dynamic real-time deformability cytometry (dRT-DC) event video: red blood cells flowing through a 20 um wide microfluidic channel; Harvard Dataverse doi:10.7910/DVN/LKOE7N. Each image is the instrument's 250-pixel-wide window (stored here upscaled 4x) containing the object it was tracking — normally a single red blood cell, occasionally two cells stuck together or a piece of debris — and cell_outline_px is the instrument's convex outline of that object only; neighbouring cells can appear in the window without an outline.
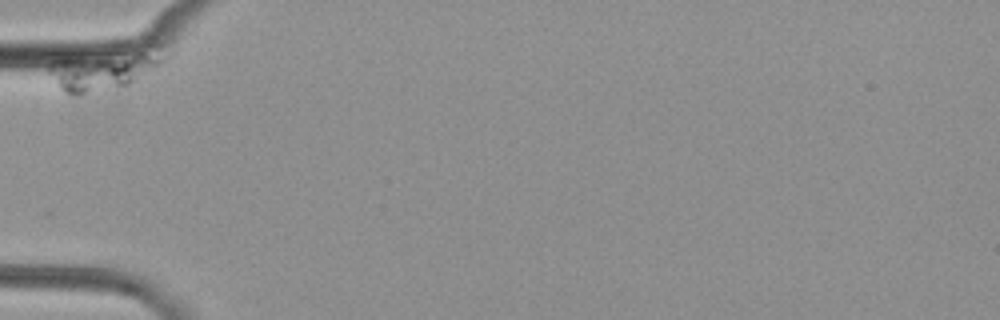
{"species": "common noctule bat (a hibernating species)", "species_latin": "Nyctalus noctula", "temperature_condition": "cold", "stored_images_in_passage": 3, "camera_frame_rate_fps": 3000, "um_per_image_px": 0.085, "animal": {"sex": "female", "body_mass_g": 29.2, "forearm_length_mm": 56.3}, "frame": {"image": 1, "passage_image": 1, "time_ms": 0.0, "image_size_px": [1000, 320], "cell_outline_px": [[176, 56], [164, 68], [128, 84], [116, 88], [80, 96], [72, 96], [64, 92], [60, 88], [48, 72], [48, 64], [52, 60], [68, 52], [148, 36], [172, 40], [176, 44]], "centroid_in_image_um": [9.41, 5.52], "position_along_channel_um": 75.6, "area_um2": 35.55}}